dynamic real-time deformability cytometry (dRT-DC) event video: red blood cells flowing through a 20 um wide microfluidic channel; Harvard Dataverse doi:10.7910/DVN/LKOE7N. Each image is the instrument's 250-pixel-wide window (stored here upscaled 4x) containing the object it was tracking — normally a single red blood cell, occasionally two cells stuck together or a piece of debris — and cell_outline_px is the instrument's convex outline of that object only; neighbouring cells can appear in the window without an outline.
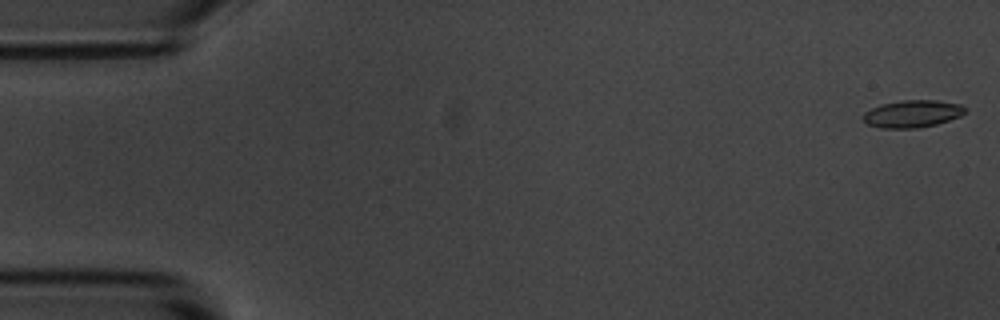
{"species": "common noctule bat (a hibernating species)", "species_latin": "Nyctalus noctula", "temperature_condition": "room temperature", "stored_images_in_passage": 5, "camera_frame_rate_fps": 3000, "um_per_image_px": 0.085, "animal": {"sex": "male", "body_mass_g": 20.1, "forearm_length_mm": 53.5}, "frame": {"image": 1, "passage_image": 1, "time_ms": 0.0, "image_size_px": [1000, 320], "cell_outline_px": [[968, 108], [960, 116], [936, 124], [916, 128], [880, 128], [868, 124], [860, 116], [864, 112], [880, 104], [904, 100], [936, 100], [960, 104]], "centroid_in_image_um": [77.53, 9.66], "position_along_channel_um": 7.5, "area_um2": 16.24}}
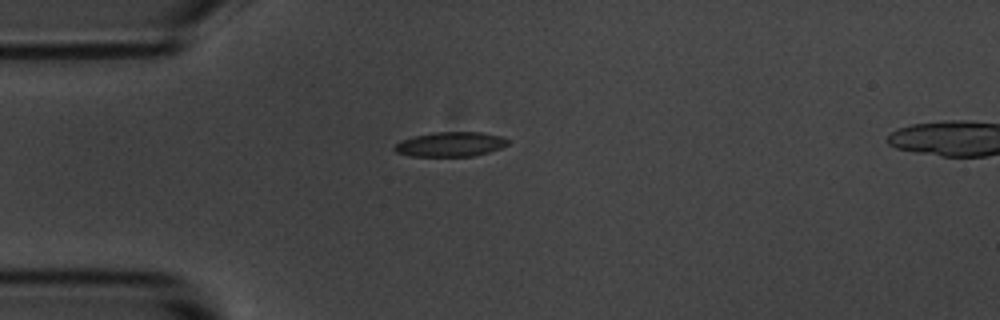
{"frame": {"image": 2, "passage_image": 4, "time_ms": 4.333, "image_size_px": [1000, 320], "cell_outline_px": [[508, 144], [500, 148], [488, 152], [472, 156], [412, 156], [396, 152], [392, 148], [400, 140], [412, 136], [432, 132], [480, 132], [500, 136], [508, 140]], "centroid_in_image_um": [38.24, 12.25], "position_along_channel_um": 46.8, "area_um2": 16.24}}